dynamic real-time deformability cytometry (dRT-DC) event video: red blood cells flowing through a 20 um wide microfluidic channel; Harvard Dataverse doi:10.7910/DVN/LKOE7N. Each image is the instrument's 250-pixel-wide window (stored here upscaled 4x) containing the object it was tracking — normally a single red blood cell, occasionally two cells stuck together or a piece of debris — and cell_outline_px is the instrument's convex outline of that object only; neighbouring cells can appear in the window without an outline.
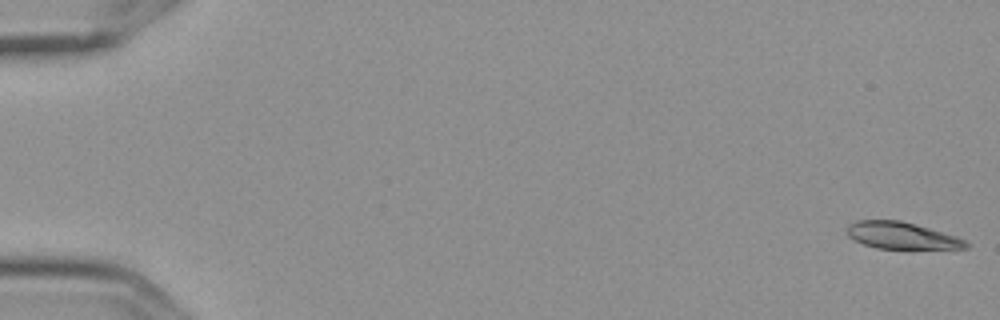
{"species": "Egyptian fruit bat (a non-hibernating species)", "species_latin": "Rousettus aegyptiacus", "temperature_condition": "cold", "stored_images_in_passage": 6, "camera_frame_rate_fps": 3000, "um_per_image_px": 0.085, "frame": {"image": 1, "passage_image": 1, "time_ms": 0.0, "image_size_px": [1000, 320], "cell_outline_px": [[968, 248], [876, 248], [864, 244], [848, 236], [844, 228], [848, 224], [856, 220], [900, 220], [956, 236], [964, 240], [968, 244]], "centroid_in_image_um": [76.56, 20.0], "position_along_channel_um": 8.4, "area_um2": 18.32}}
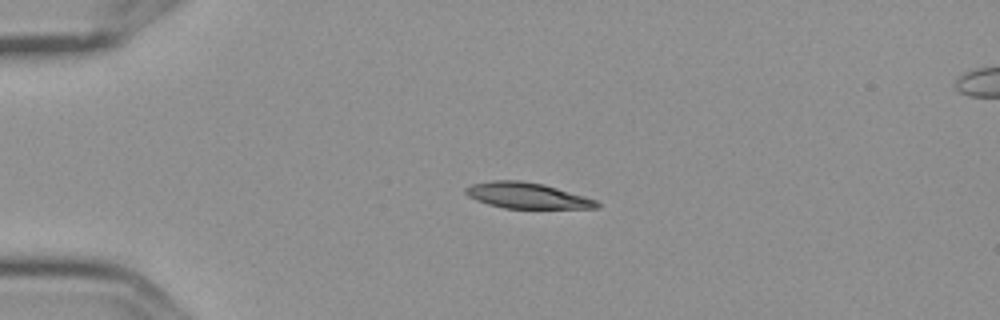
{"frame": {"image": 2, "passage_image": 4, "time_ms": 1.0, "image_size_px": [1000, 320], "cell_outline_px": [[600, 208], [504, 208], [488, 204], [476, 200], [468, 196], [464, 192], [464, 188], [472, 184], [492, 180], [520, 180], [544, 184], [584, 196], [596, 200], [600, 204]], "centroid_in_image_um": [44.77, 16.62], "position_along_channel_um": 40.2, "area_um2": 19.71}}